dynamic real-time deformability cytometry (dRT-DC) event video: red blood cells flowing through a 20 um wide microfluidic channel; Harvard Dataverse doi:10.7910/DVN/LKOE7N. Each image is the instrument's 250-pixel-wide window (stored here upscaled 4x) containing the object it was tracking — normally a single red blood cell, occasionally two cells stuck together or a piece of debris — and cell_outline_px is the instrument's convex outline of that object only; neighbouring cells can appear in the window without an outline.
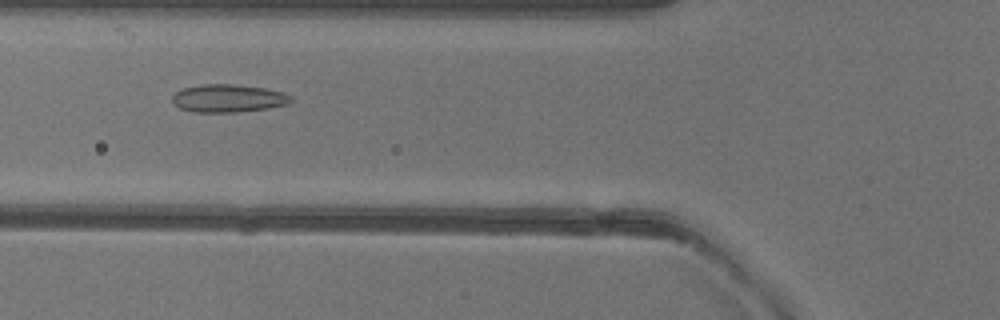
{"species": "common noctule bat (a hibernating species)", "species_latin": "Nyctalus noctula", "temperature_condition": "warm", "stored_images_in_passage": 51, "camera_frame_rate_fps": 3000, "um_per_image_px": 0.085, "animal": {"sex": "female"}, "frame": {"image": 1, "passage_image": 19, "time_ms": 6.0, "image_size_px": [1000, 320], "cell_outline_px": [[296, 100], [288, 104], [268, 108], [236, 112], [196, 112], [180, 108], [172, 100], [172, 96], [176, 92], [184, 88], [200, 84], [236, 84], [264, 88], [284, 92], [292, 96]], "centroid_in_image_um": [19.46, 8.35], "position_along_channel_um": 106.3, "area_um2": 19.36}}
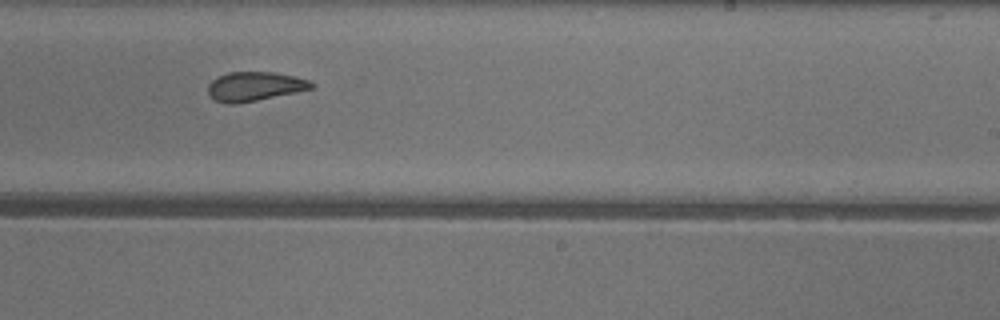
{"frame": {"image": 2, "passage_image": 31, "time_ms": 10.0, "image_size_px": [1000, 320], "cell_outline_px": [[316, 84], [312, 88], [256, 100], [236, 104], [228, 104], [216, 100], [208, 92], [208, 84], [216, 76], [228, 72], [276, 72], [312, 80]], "centroid_in_image_um": [21.65, 7.32], "position_along_channel_um": 267.4, "area_um2": 17.51}}
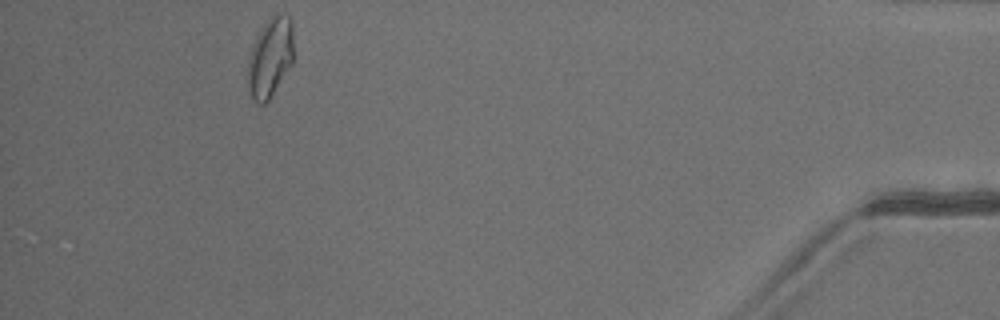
{"frame": {"image": 3, "passage_image": 47, "time_ms": 15.333, "image_size_px": [1000, 320], "cell_outline_px": [[292, 60], [268, 100], [264, 104], [260, 104], [248, 92], [248, 60], [252, 44], [256, 36], [272, 12], [280, 12], [288, 16], [292, 24]], "centroid_in_image_um": [22.93, 4.8], "position_along_channel_um": 412.3, "area_um2": 20.81}, "authors_computed_cell_mechanics": {"area_um2": 19.4208, "velocity_mm_per_s": 4.0224, "shape_relaxation_time_tau1_ms": null, "shape_relaxation_time_tau2_ms": 1.578, "deformation_change_tau1": null, "deformation_change_tau2": 0.0882}}